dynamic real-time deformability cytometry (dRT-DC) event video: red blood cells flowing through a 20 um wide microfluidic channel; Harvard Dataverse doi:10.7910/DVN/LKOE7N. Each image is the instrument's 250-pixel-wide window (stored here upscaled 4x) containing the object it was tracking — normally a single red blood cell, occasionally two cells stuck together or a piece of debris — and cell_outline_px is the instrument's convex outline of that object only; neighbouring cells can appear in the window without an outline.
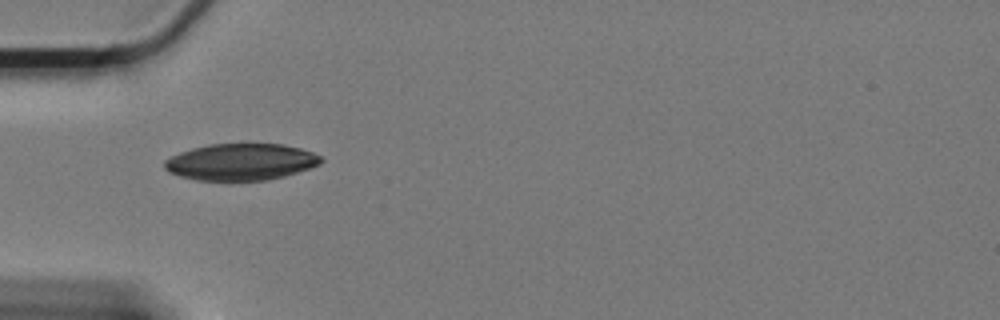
{"species": "Egyptian fruit bat (a non-hibernating species)", "species_latin": "Rousettus aegyptiacus", "temperature_condition": "cold", "stored_images_in_passage": 4, "camera_frame_rate_fps": 3000, "um_per_image_px": 0.085, "animal": {"sex": "female"}, "frame": {"image": 1, "passage_image": 1, "time_ms": 0.0, "image_size_px": [1000, 320], "cell_outline_px": [[324, 160], [320, 164], [284, 176], [268, 180], [196, 180], [180, 176], [168, 172], [164, 168], [164, 160], [180, 152], [192, 148], [208, 144], [280, 144], [300, 148], [312, 152], [320, 156]], "centroid_in_image_um": [20.45, 13.76], "position_along_channel_um": 64.6, "area_um2": 33.29}}